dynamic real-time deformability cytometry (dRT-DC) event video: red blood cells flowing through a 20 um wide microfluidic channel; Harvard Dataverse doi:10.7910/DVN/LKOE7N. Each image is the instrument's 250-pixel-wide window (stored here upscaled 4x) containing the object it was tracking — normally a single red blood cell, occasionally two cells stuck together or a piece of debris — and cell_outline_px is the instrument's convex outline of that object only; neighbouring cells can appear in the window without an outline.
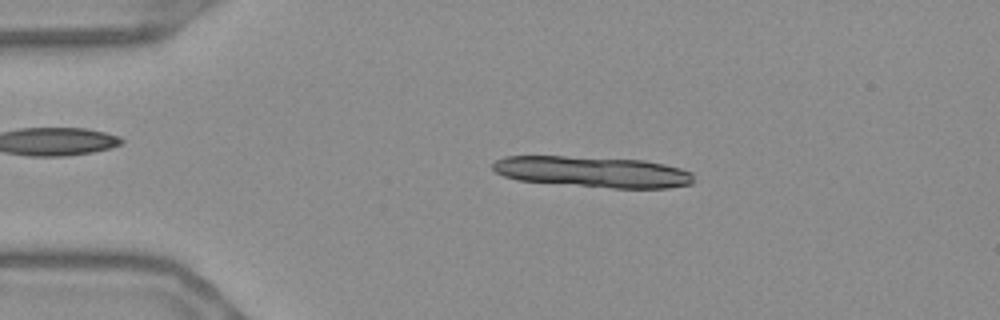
{"species": "Egyptian fruit bat (a non-hibernating species)", "species_latin": "Rousettus aegyptiacus", "temperature_condition": "warm", "stored_images_in_passage": 40, "camera_frame_rate_fps": 3000, "um_per_image_px": 0.085, "frame": {"image": 1, "passage_image": 10, "time_ms": 3.0, "image_size_px": [1000, 320], "cell_outline_px": [[692, 184], [668, 188], [612, 188], [516, 180], [504, 176], [496, 172], [492, 168], [492, 164], [496, 160], [508, 156], [564, 156], [644, 160], [664, 164], [680, 168], [692, 172]], "centroid_in_image_um": [50.39, 14.61], "position_along_channel_um": 34.6, "area_um2": 36.18}}
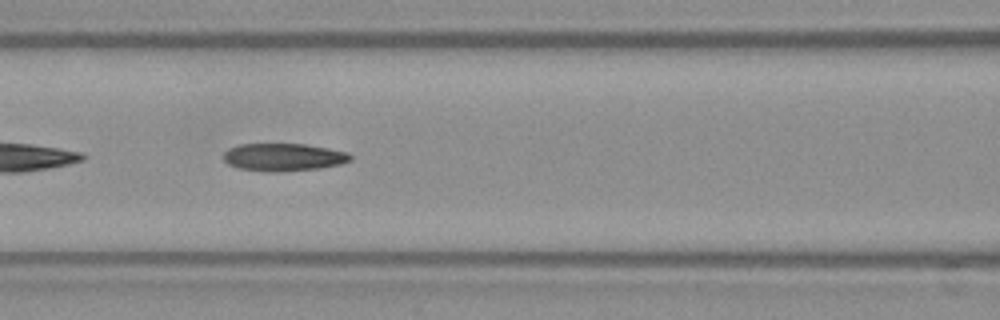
{"frame": {"image": 2, "passage_image": 23, "time_ms": 7.333, "image_size_px": [1000, 320], "cell_outline_px": [[352, 160], [340, 164], [320, 168], [280, 172], [268, 172], [236, 168], [228, 164], [224, 160], [224, 152], [228, 148], [240, 144], [304, 144], [328, 148], [348, 152], [352, 156]], "centroid_in_image_um": [24.09, 13.36], "position_along_channel_um": 142.5, "area_um2": 20.63}}
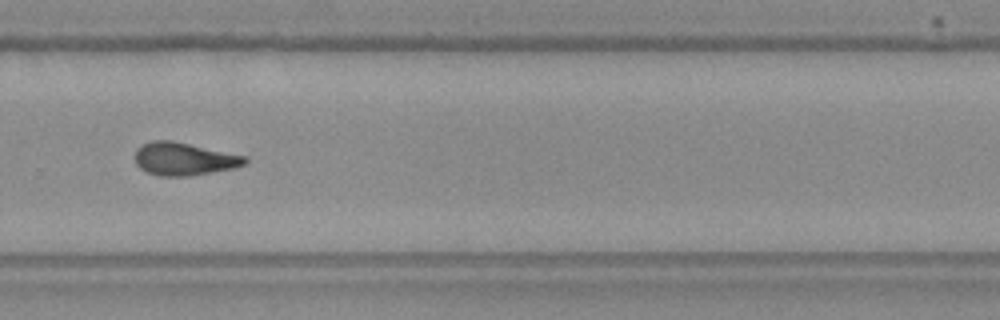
{"frame": {"image": 3, "passage_image": 37, "time_ms": 12.0, "image_size_px": [1000, 320], "cell_outline_px": [[248, 160], [244, 164], [236, 168], [188, 176], [160, 176], [148, 172], [140, 168], [136, 164], [136, 148], [140, 144], [152, 140], [172, 140], [248, 156]], "centroid_in_image_um": [15.65, 13.49], "position_along_channel_um": 314.1, "area_um2": 21.21}}